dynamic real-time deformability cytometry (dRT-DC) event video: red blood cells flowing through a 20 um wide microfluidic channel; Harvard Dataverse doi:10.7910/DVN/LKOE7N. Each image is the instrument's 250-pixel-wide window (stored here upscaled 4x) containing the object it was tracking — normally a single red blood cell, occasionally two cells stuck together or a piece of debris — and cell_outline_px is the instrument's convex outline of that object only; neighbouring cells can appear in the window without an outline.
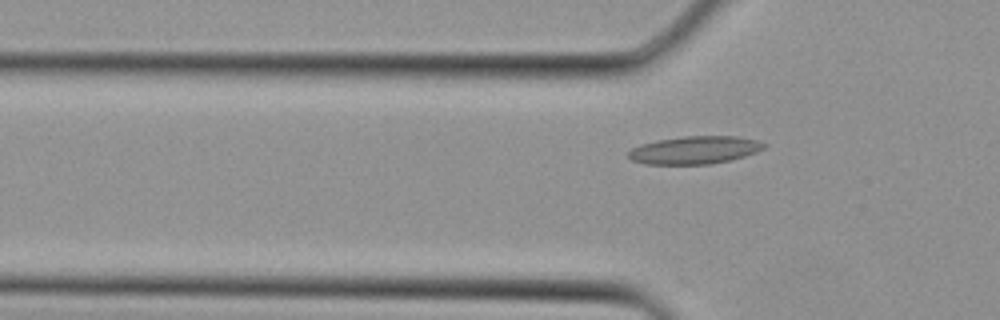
{"species": "Egyptian fruit bat (a non-hibernating species)", "species_latin": "Rousettus aegyptiacus", "temperature_condition": "cold", "stored_images_in_passage": 4, "camera_frame_rate_fps": 3000, "um_per_image_px": 0.085, "animal": {"sex": "female"}, "frame": {"image": 1, "passage_image": 4, "time_ms": 1.0, "image_size_px": [1000, 320], "cell_outline_px": [[768, 144], [764, 148], [756, 152], [744, 156], [728, 160], [708, 164], [644, 164], [632, 160], [628, 156], [628, 152], [632, 148], [640, 144], [656, 140], [684, 136], [736, 136], [756, 140]], "centroid_in_image_um": [59.02, 12.75], "position_along_channel_um": 66.8, "area_um2": 21.91}}